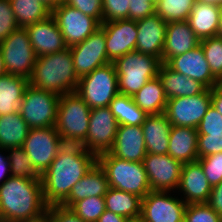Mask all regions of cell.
Listing matches in <instances>:
<instances>
[{
	"instance_id": "obj_18",
	"label": "cell",
	"mask_w": 222,
	"mask_h": 222,
	"mask_svg": "<svg viewBox=\"0 0 222 222\" xmlns=\"http://www.w3.org/2000/svg\"><path fill=\"white\" fill-rule=\"evenodd\" d=\"M166 65L173 71L202 83L207 89H212L217 84V78L211 72L201 45L171 58Z\"/></svg>"
},
{
	"instance_id": "obj_15",
	"label": "cell",
	"mask_w": 222,
	"mask_h": 222,
	"mask_svg": "<svg viewBox=\"0 0 222 222\" xmlns=\"http://www.w3.org/2000/svg\"><path fill=\"white\" fill-rule=\"evenodd\" d=\"M143 165L151 191L176 193L183 163L168 154H147Z\"/></svg>"
},
{
	"instance_id": "obj_36",
	"label": "cell",
	"mask_w": 222,
	"mask_h": 222,
	"mask_svg": "<svg viewBox=\"0 0 222 222\" xmlns=\"http://www.w3.org/2000/svg\"><path fill=\"white\" fill-rule=\"evenodd\" d=\"M197 0H158L155 13L164 21H186Z\"/></svg>"
},
{
	"instance_id": "obj_25",
	"label": "cell",
	"mask_w": 222,
	"mask_h": 222,
	"mask_svg": "<svg viewBox=\"0 0 222 222\" xmlns=\"http://www.w3.org/2000/svg\"><path fill=\"white\" fill-rule=\"evenodd\" d=\"M147 154H168L172 124L164 113L148 115L141 125Z\"/></svg>"
},
{
	"instance_id": "obj_2",
	"label": "cell",
	"mask_w": 222,
	"mask_h": 222,
	"mask_svg": "<svg viewBox=\"0 0 222 222\" xmlns=\"http://www.w3.org/2000/svg\"><path fill=\"white\" fill-rule=\"evenodd\" d=\"M96 162L88 157L57 155L41 176L43 198L49 205H59L71 188L90 171Z\"/></svg>"
},
{
	"instance_id": "obj_3",
	"label": "cell",
	"mask_w": 222,
	"mask_h": 222,
	"mask_svg": "<svg viewBox=\"0 0 222 222\" xmlns=\"http://www.w3.org/2000/svg\"><path fill=\"white\" fill-rule=\"evenodd\" d=\"M79 78L75 73L70 47L37 57L29 84L58 95L76 92Z\"/></svg>"
},
{
	"instance_id": "obj_58",
	"label": "cell",
	"mask_w": 222,
	"mask_h": 222,
	"mask_svg": "<svg viewBox=\"0 0 222 222\" xmlns=\"http://www.w3.org/2000/svg\"><path fill=\"white\" fill-rule=\"evenodd\" d=\"M216 87L222 90V75L219 78H217Z\"/></svg>"
},
{
	"instance_id": "obj_46",
	"label": "cell",
	"mask_w": 222,
	"mask_h": 222,
	"mask_svg": "<svg viewBox=\"0 0 222 222\" xmlns=\"http://www.w3.org/2000/svg\"><path fill=\"white\" fill-rule=\"evenodd\" d=\"M64 3L75 9H78L83 14L95 18L100 24L103 23L102 0H64Z\"/></svg>"
},
{
	"instance_id": "obj_41",
	"label": "cell",
	"mask_w": 222,
	"mask_h": 222,
	"mask_svg": "<svg viewBox=\"0 0 222 222\" xmlns=\"http://www.w3.org/2000/svg\"><path fill=\"white\" fill-rule=\"evenodd\" d=\"M197 161L212 187L222 182V152L198 158Z\"/></svg>"
},
{
	"instance_id": "obj_52",
	"label": "cell",
	"mask_w": 222,
	"mask_h": 222,
	"mask_svg": "<svg viewBox=\"0 0 222 222\" xmlns=\"http://www.w3.org/2000/svg\"><path fill=\"white\" fill-rule=\"evenodd\" d=\"M127 218L105 210L97 222H126Z\"/></svg>"
},
{
	"instance_id": "obj_57",
	"label": "cell",
	"mask_w": 222,
	"mask_h": 222,
	"mask_svg": "<svg viewBox=\"0 0 222 222\" xmlns=\"http://www.w3.org/2000/svg\"><path fill=\"white\" fill-rule=\"evenodd\" d=\"M126 222H145L141 216L127 218Z\"/></svg>"
},
{
	"instance_id": "obj_47",
	"label": "cell",
	"mask_w": 222,
	"mask_h": 222,
	"mask_svg": "<svg viewBox=\"0 0 222 222\" xmlns=\"http://www.w3.org/2000/svg\"><path fill=\"white\" fill-rule=\"evenodd\" d=\"M45 222H85L70 208L61 205H49L46 210Z\"/></svg>"
},
{
	"instance_id": "obj_48",
	"label": "cell",
	"mask_w": 222,
	"mask_h": 222,
	"mask_svg": "<svg viewBox=\"0 0 222 222\" xmlns=\"http://www.w3.org/2000/svg\"><path fill=\"white\" fill-rule=\"evenodd\" d=\"M129 20L139 21L155 14L156 4L150 0H130Z\"/></svg>"
},
{
	"instance_id": "obj_21",
	"label": "cell",
	"mask_w": 222,
	"mask_h": 222,
	"mask_svg": "<svg viewBox=\"0 0 222 222\" xmlns=\"http://www.w3.org/2000/svg\"><path fill=\"white\" fill-rule=\"evenodd\" d=\"M136 23L138 35L135 51L153 55L162 63L167 22L155 13Z\"/></svg>"
},
{
	"instance_id": "obj_12",
	"label": "cell",
	"mask_w": 222,
	"mask_h": 222,
	"mask_svg": "<svg viewBox=\"0 0 222 222\" xmlns=\"http://www.w3.org/2000/svg\"><path fill=\"white\" fill-rule=\"evenodd\" d=\"M58 139L55 126L29 129L22 148L41 176L58 154Z\"/></svg>"
},
{
	"instance_id": "obj_56",
	"label": "cell",
	"mask_w": 222,
	"mask_h": 222,
	"mask_svg": "<svg viewBox=\"0 0 222 222\" xmlns=\"http://www.w3.org/2000/svg\"><path fill=\"white\" fill-rule=\"evenodd\" d=\"M5 74H6V72H5L4 60H3L1 52H0V77Z\"/></svg>"
},
{
	"instance_id": "obj_17",
	"label": "cell",
	"mask_w": 222,
	"mask_h": 222,
	"mask_svg": "<svg viewBox=\"0 0 222 222\" xmlns=\"http://www.w3.org/2000/svg\"><path fill=\"white\" fill-rule=\"evenodd\" d=\"M118 126L109 106L91 109L86 139L98 154L108 152L113 147Z\"/></svg>"
},
{
	"instance_id": "obj_24",
	"label": "cell",
	"mask_w": 222,
	"mask_h": 222,
	"mask_svg": "<svg viewBox=\"0 0 222 222\" xmlns=\"http://www.w3.org/2000/svg\"><path fill=\"white\" fill-rule=\"evenodd\" d=\"M108 189L109 183L106 174L101 166L96 163L71 188L69 195L59 205L70 208L75 202L88 197H104Z\"/></svg>"
},
{
	"instance_id": "obj_32",
	"label": "cell",
	"mask_w": 222,
	"mask_h": 222,
	"mask_svg": "<svg viewBox=\"0 0 222 222\" xmlns=\"http://www.w3.org/2000/svg\"><path fill=\"white\" fill-rule=\"evenodd\" d=\"M106 209L126 218L141 215L142 198L122 190L109 187L104 196Z\"/></svg>"
},
{
	"instance_id": "obj_44",
	"label": "cell",
	"mask_w": 222,
	"mask_h": 222,
	"mask_svg": "<svg viewBox=\"0 0 222 222\" xmlns=\"http://www.w3.org/2000/svg\"><path fill=\"white\" fill-rule=\"evenodd\" d=\"M198 135L222 133V115L211 105L197 127Z\"/></svg>"
},
{
	"instance_id": "obj_5",
	"label": "cell",
	"mask_w": 222,
	"mask_h": 222,
	"mask_svg": "<svg viewBox=\"0 0 222 222\" xmlns=\"http://www.w3.org/2000/svg\"><path fill=\"white\" fill-rule=\"evenodd\" d=\"M118 75L119 94L133 96L158 75L161 61L149 54L132 51L113 62Z\"/></svg>"
},
{
	"instance_id": "obj_40",
	"label": "cell",
	"mask_w": 222,
	"mask_h": 222,
	"mask_svg": "<svg viewBox=\"0 0 222 222\" xmlns=\"http://www.w3.org/2000/svg\"><path fill=\"white\" fill-rule=\"evenodd\" d=\"M184 222H222V216L207 203H191L186 206Z\"/></svg>"
},
{
	"instance_id": "obj_9",
	"label": "cell",
	"mask_w": 222,
	"mask_h": 222,
	"mask_svg": "<svg viewBox=\"0 0 222 222\" xmlns=\"http://www.w3.org/2000/svg\"><path fill=\"white\" fill-rule=\"evenodd\" d=\"M90 111V107L76 92L60 95L55 124L59 135L86 138Z\"/></svg>"
},
{
	"instance_id": "obj_7",
	"label": "cell",
	"mask_w": 222,
	"mask_h": 222,
	"mask_svg": "<svg viewBox=\"0 0 222 222\" xmlns=\"http://www.w3.org/2000/svg\"><path fill=\"white\" fill-rule=\"evenodd\" d=\"M0 52L7 74L22 76L28 80L31 78L37 55L25 28L13 31L0 43Z\"/></svg>"
},
{
	"instance_id": "obj_30",
	"label": "cell",
	"mask_w": 222,
	"mask_h": 222,
	"mask_svg": "<svg viewBox=\"0 0 222 222\" xmlns=\"http://www.w3.org/2000/svg\"><path fill=\"white\" fill-rule=\"evenodd\" d=\"M132 99L147 115L164 113L167 98L159 76L157 75L150 79L137 93L132 96Z\"/></svg>"
},
{
	"instance_id": "obj_39",
	"label": "cell",
	"mask_w": 222,
	"mask_h": 222,
	"mask_svg": "<svg viewBox=\"0 0 222 222\" xmlns=\"http://www.w3.org/2000/svg\"><path fill=\"white\" fill-rule=\"evenodd\" d=\"M200 45L212 74L219 78L222 75V37L216 35L200 40Z\"/></svg>"
},
{
	"instance_id": "obj_37",
	"label": "cell",
	"mask_w": 222,
	"mask_h": 222,
	"mask_svg": "<svg viewBox=\"0 0 222 222\" xmlns=\"http://www.w3.org/2000/svg\"><path fill=\"white\" fill-rule=\"evenodd\" d=\"M88 157L98 163L99 154L85 137L59 135L58 154Z\"/></svg>"
},
{
	"instance_id": "obj_8",
	"label": "cell",
	"mask_w": 222,
	"mask_h": 222,
	"mask_svg": "<svg viewBox=\"0 0 222 222\" xmlns=\"http://www.w3.org/2000/svg\"><path fill=\"white\" fill-rule=\"evenodd\" d=\"M60 95L31 86L26 87L20 115L29 128L53 127L56 124Z\"/></svg>"
},
{
	"instance_id": "obj_4",
	"label": "cell",
	"mask_w": 222,
	"mask_h": 222,
	"mask_svg": "<svg viewBox=\"0 0 222 222\" xmlns=\"http://www.w3.org/2000/svg\"><path fill=\"white\" fill-rule=\"evenodd\" d=\"M98 164L106 174L109 187L142 199L151 191L143 162L127 161L104 152L99 154Z\"/></svg>"
},
{
	"instance_id": "obj_22",
	"label": "cell",
	"mask_w": 222,
	"mask_h": 222,
	"mask_svg": "<svg viewBox=\"0 0 222 222\" xmlns=\"http://www.w3.org/2000/svg\"><path fill=\"white\" fill-rule=\"evenodd\" d=\"M108 152L127 161L143 162L147 151L142 127L119 125L113 147Z\"/></svg>"
},
{
	"instance_id": "obj_10",
	"label": "cell",
	"mask_w": 222,
	"mask_h": 222,
	"mask_svg": "<svg viewBox=\"0 0 222 222\" xmlns=\"http://www.w3.org/2000/svg\"><path fill=\"white\" fill-rule=\"evenodd\" d=\"M51 15L54 17L67 47L81 43L100 27V23L95 18L83 14L64 2L53 8Z\"/></svg>"
},
{
	"instance_id": "obj_19",
	"label": "cell",
	"mask_w": 222,
	"mask_h": 222,
	"mask_svg": "<svg viewBox=\"0 0 222 222\" xmlns=\"http://www.w3.org/2000/svg\"><path fill=\"white\" fill-rule=\"evenodd\" d=\"M177 190L186 204L208 202L212 186L198 161L183 164Z\"/></svg>"
},
{
	"instance_id": "obj_23",
	"label": "cell",
	"mask_w": 222,
	"mask_h": 222,
	"mask_svg": "<svg viewBox=\"0 0 222 222\" xmlns=\"http://www.w3.org/2000/svg\"><path fill=\"white\" fill-rule=\"evenodd\" d=\"M200 45V39L191 29L188 21L168 22L162 53V63L184 54Z\"/></svg>"
},
{
	"instance_id": "obj_45",
	"label": "cell",
	"mask_w": 222,
	"mask_h": 222,
	"mask_svg": "<svg viewBox=\"0 0 222 222\" xmlns=\"http://www.w3.org/2000/svg\"><path fill=\"white\" fill-rule=\"evenodd\" d=\"M197 150L199 158L222 152V133L198 135Z\"/></svg>"
},
{
	"instance_id": "obj_33",
	"label": "cell",
	"mask_w": 222,
	"mask_h": 222,
	"mask_svg": "<svg viewBox=\"0 0 222 222\" xmlns=\"http://www.w3.org/2000/svg\"><path fill=\"white\" fill-rule=\"evenodd\" d=\"M19 28L37 23L51 15V9L41 0H10Z\"/></svg>"
},
{
	"instance_id": "obj_29",
	"label": "cell",
	"mask_w": 222,
	"mask_h": 222,
	"mask_svg": "<svg viewBox=\"0 0 222 222\" xmlns=\"http://www.w3.org/2000/svg\"><path fill=\"white\" fill-rule=\"evenodd\" d=\"M29 80L22 76L5 74L0 77V116L20 113L23 94Z\"/></svg>"
},
{
	"instance_id": "obj_34",
	"label": "cell",
	"mask_w": 222,
	"mask_h": 222,
	"mask_svg": "<svg viewBox=\"0 0 222 222\" xmlns=\"http://www.w3.org/2000/svg\"><path fill=\"white\" fill-rule=\"evenodd\" d=\"M109 108L119 125L141 126L148 116L135 104L132 96L118 94Z\"/></svg>"
},
{
	"instance_id": "obj_13",
	"label": "cell",
	"mask_w": 222,
	"mask_h": 222,
	"mask_svg": "<svg viewBox=\"0 0 222 222\" xmlns=\"http://www.w3.org/2000/svg\"><path fill=\"white\" fill-rule=\"evenodd\" d=\"M70 50L74 70L79 79L97 67L110 63L106 51L105 31L101 26L84 41L71 46Z\"/></svg>"
},
{
	"instance_id": "obj_11",
	"label": "cell",
	"mask_w": 222,
	"mask_h": 222,
	"mask_svg": "<svg viewBox=\"0 0 222 222\" xmlns=\"http://www.w3.org/2000/svg\"><path fill=\"white\" fill-rule=\"evenodd\" d=\"M211 106V89L191 97L167 99L164 114L172 126L197 129L207 109Z\"/></svg>"
},
{
	"instance_id": "obj_6",
	"label": "cell",
	"mask_w": 222,
	"mask_h": 222,
	"mask_svg": "<svg viewBox=\"0 0 222 222\" xmlns=\"http://www.w3.org/2000/svg\"><path fill=\"white\" fill-rule=\"evenodd\" d=\"M76 93L90 109L109 106L118 91V75L112 62L97 67L78 81Z\"/></svg>"
},
{
	"instance_id": "obj_51",
	"label": "cell",
	"mask_w": 222,
	"mask_h": 222,
	"mask_svg": "<svg viewBox=\"0 0 222 222\" xmlns=\"http://www.w3.org/2000/svg\"><path fill=\"white\" fill-rule=\"evenodd\" d=\"M211 105L222 115V90L216 86L211 89Z\"/></svg>"
},
{
	"instance_id": "obj_35",
	"label": "cell",
	"mask_w": 222,
	"mask_h": 222,
	"mask_svg": "<svg viewBox=\"0 0 222 222\" xmlns=\"http://www.w3.org/2000/svg\"><path fill=\"white\" fill-rule=\"evenodd\" d=\"M11 175L17 178L41 181V175L22 147L7 148Z\"/></svg>"
},
{
	"instance_id": "obj_20",
	"label": "cell",
	"mask_w": 222,
	"mask_h": 222,
	"mask_svg": "<svg viewBox=\"0 0 222 222\" xmlns=\"http://www.w3.org/2000/svg\"><path fill=\"white\" fill-rule=\"evenodd\" d=\"M37 57L67 48L63 35L52 15L25 28Z\"/></svg>"
},
{
	"instance_id": "obj_16",
	"label": "cell",
	"mask_w": 222,
	"mask_h": 222,
	"mask_svg": "<svg viewBox=\"0 0 222 222\" xmlns=\"http://www.w3.org/2000/svg\"><path fill=\"white\" fill-rule=\"evenodd\" d=\"M105 31L106 51L110 62L135 51L137 41L136 21L123 19L100 24Z\"/></svg>"
},
{
	"instance_id": "obj_14",
	"label": "cell",
	"mask_w": 222,
	"mask_h": 222,
	"mask_svg": "<svg viewBox=\"0 0 222 222\" xmlns=\"http://www.w3.org/2000/svg\"><path fill=\"white\" fill-rule=\"evenodd\" d=\"M172 192L150 191L141 202V217L145 222H184L187 204Z\"/></svg>"
},
{
	"instance_id": "obj_43",
	"label": "cell",
	"mask_w": 222,
	"mask_h": 222,
	"mask_svg": "<svg viewBox=\"0 0 222 222\" xmlns=\"http://www.w3.org/2000/svg\"><path fill=\"white\" fill-rule=\"evenodd\" d=\"M18 28L10 0H0V43Z\"/></svg>"
},
{
	"instance_id": "obj_31",
	"label": "cell",
	"mask_w": 222,
	"mask_h": 222,
	"mask_svg": "<svg viewBox=\"0 0 222 222\" xmlns=\"http://www.w3.org/2000/svg\"><path fill=\"white\" fill-rule=\"evenodd\" d=\"M29 129L20 113L0 116V148L22 147Z\"/></svg>"
},
{
	"instance_id": "obj_60",
	"label": "cell",
	"mask_w": 222,
	"mask_h": 222,
	"mask_svg": "<svg viewBox=\"0 0 222 222\" xmlns=\"http://www.w3.org/2000/svg\"><path fill=\"white\" fill-rule=\"evenodd\" d=\"M150 1H152L155 4L158 2V0H150Z\"/></svg>"
},
{
	"instance_id": "obj_55",
	"label": "cell",
	"mask_w": 222,
	"mask_h": 222,
	"mask_svg": "<svg viewBox=\"0 0 222 222\" xmlns=\"http://www.w3.org/2000/svg\"><path fill=\"white\" fill-rule=\"evenodd\" d=\"M217 36L222 37V7L220 11V19H219V26L217 30Z\"/></svg>"
},
{
	"instance_id": "obj_54",
	"label": "cell",
	"mask_w": 222,
	"mask_h": 222,
	"mask_svg": "<svg viewBox=\"0 0 222 222\" xmlns=\"http://www.w3.org/2000/svg\"><path fill=\"white\" fill-rule=\"evenodd\" d=\"M197 1L208 3V4H214V5L222 7V0H197Z\"/></svg>"
},
{
	"instance_id": "obj_53",
	"label": "cell",
	"mask_w": 222,
	"mask_h": 222,
	"mask_svg": "<svg viewBox=\"0 0 222 222\" xmlns=\"http://www.w3.org/2000/svg\"><path fill=\"white\" fill-rule=\"evenodd\" d=\"M43 3H45L51 10L58 6L61 2H64V0H41Z\"/></svg>"
},
{
	"instance_id": "obj_38",
	"label": "cell",
	"mask_w": 222,
	"mask_h": 222,
	"mask_svg": "<svg viewBox=\"0 0 222 222\" xmlns=\"http://www.w3.org/2000/svg\"><path fill=\"white\" fill-rule=\"evenodd\" d=\"M70 209L85 222H97L106 210L104 197H88L75 202Z\"/></svg>"
},
{
	"instance_id": "obj_42",
	"label": "cell",
	"mask_w": 222,
	"mask_h": 222,
	"mask_svg": "<svg viewBox=\"0 0 222 222\" xmlns=\"http://www.w3.org/2000/svg\"><path fill=\"white\" fill-rule=\"evenodd\" d=\"M103 23L129 19L130 0H102Z\"/></svg>"
},
{
	"instance_id": "obj_28",
	"label": "cell",
	"mask_w": 222,
	"mask_h": 222,
	"mask_svg": "<svg viewBox=\"0 0 222 222\" xmlns=\"http://www.w3.org/2000/svg\"><path fill=\"white\" fill-rule=\"evenodd\" d=\"M220 11V6L195 2L187 21L200 40L217 35Z\"/></svg>"
},
{
	"instance_id": "obj_26",
	"label": "cell",
	"mask_w": 222,
	"mask_h": 222,
	"mask_svg": "<svg viewBox=\"0 0 222 222\" xmlns=\"http://www.w3.org/2000/svg\"><path fill=\"white\" fill-rule=\"evenodd\" d=\"M198 132L192 127L172 126L169 136L168 155L184 163L197 161L199 158Z\"/></svg>"
},
{
	"instance_id": "obj_49",
	"label": "cell",
	"mask_w": 222,
	"mask_h": 222,
	"mask_svg": "<svg viewBox=\"0 0 222 222\" xmlns=\"http://www.w3.org/2000/svg\"><path fill=\"white\" fill-rule=\"evenodd\" d=\"M207 204L220 216H222V182L212 187Z\"/></svg>"
},
{
	"instance_id": "obj_27",
	"label": "cell",
	"mask_w": 222,
	"mask_h": 222,
	"mask_svg": "<svg viewBox=\"0 0 222 222\" xmlns=\"http://www.w3.org/2000/svg\"><path fill=\"white\" fill-rule=\"evenodd\" d=\"M158 76L167 99L191 97L201 94L207 89L202 83L173 71L165 63L160 64Z\"/></svg>"
},
{
	"instance_id": "obj_50",
	"label": "cell",
	"mask_w": 222,
	"mask_h": 222,
	"mask_svg": "<svg viewBox=\"0 0 222 222\" xmlns=\"http://www.w3.org/2000/svg\"><path fill=\"white\" fill-rule=\"evenodd\" d=\"M0 151H1L0 152V182H1L0 184H3L12 175H11V172H10V164H9V160H8V155L3 156L1 154L3 151L6 152V149L0 148Z\"/></svg>"
},
{
	"instance_id": "obj_1",
	"label": "cell",
	"mask_w": 222,
	"mask_h": 222,
	"mask_svg": "<svg viewBox=\"0 0 222 222\" xmlns=\"http://www.w3.org/2000/svg\"><path fill=\"white\" fill-rule=\"evenodd\" d=\"M48 205L42 182L9 177L0 184V217L16 222H45Z\"/></svg>"
},
{
	"instance_id": "obj_59",
	"label": "cell",
	"mask_w": 222,
	"mask_h": 222,
	"mask_svg": "<svg viewBox=\"0 0 222 222\" xmlns=\"http://www.w3.org/2000/svg\"><path fill=\"white\" fill-rule=\"evenodd\" d=\"M0 222H16V221H12V220H9V219H3L0 217Z\"/></svg>"
}]
</instances>
